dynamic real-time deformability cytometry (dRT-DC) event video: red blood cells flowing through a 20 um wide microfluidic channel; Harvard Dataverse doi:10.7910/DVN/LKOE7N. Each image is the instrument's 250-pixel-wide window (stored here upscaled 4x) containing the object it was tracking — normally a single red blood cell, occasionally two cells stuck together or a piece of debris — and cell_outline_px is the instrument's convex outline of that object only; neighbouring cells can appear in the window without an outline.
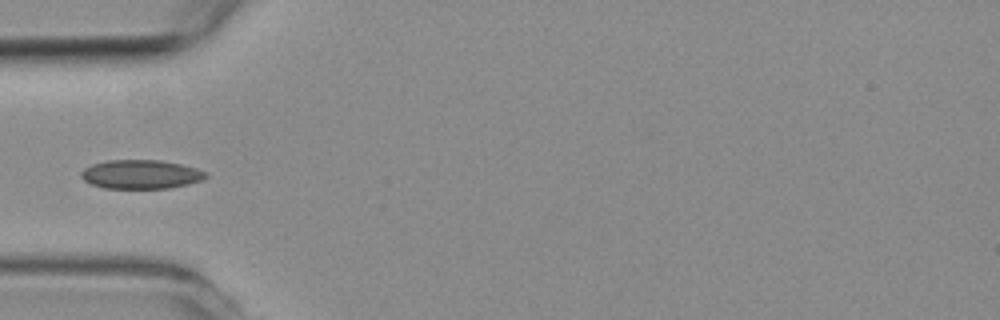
{"species": "common noctule bat (a hibernating species)", "species_latin": "Nyctalus noctula", "temperature_condition": "room temperature", "stored_images_in_passage": 7, "camera_frame_rate_fps": 3000, "um_per_image_px": 0.085, "animal": {"sex": "female", "body_mass_g": 19.3, "forearm_length_mm": 54.1}, "frame": {"image": 1, "passage_image": 3, "time_ms": 3.333, "image_size_px": [1000, 320], "cell_outline_px": [[208, 176], [204, 180], [188, 184], [168, 188], [104, 188], [92, 184], [84, 180], [80, 176], [80, 172], [84, 168], [92, 164], [108, 160], [160, 160], [180, 164], [196, 168], [208, 172]], "centroid_in_image_um": [11.99, 14.81], "position_along_channel_um": 73.0, "area_um2": 21.1}}
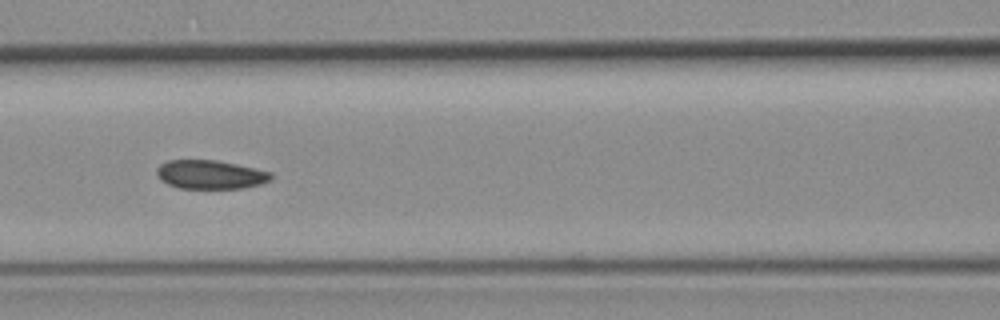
{"frame": {"image": 2, "passage_image": 5, "time_ms": 5.333, "image_size_px": [1000, 320], "cell_outline_px": [[272, 180], [260, 184], [244, 188], [180, 188], [168, 184], [160, 180], [156, 172], [156, 168], [160, 164], [168, 160], [216, 160], [256, 168], [272, 172]], "centroid_in_image_um": [17.89, 14.83], "position_along_channel_um": 148.7, "area_um2": 19.25}}
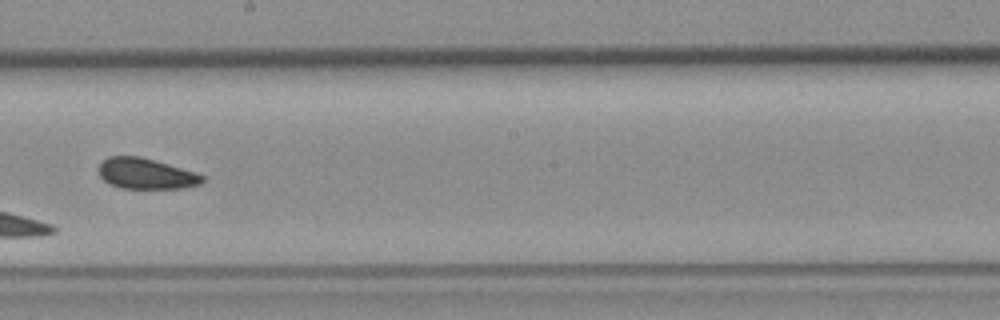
{"frame": {"image": 3, "passage_image": 7, "time_ms": 7.667, "image_size_px": [1000, 320], "cell_outline_px": [[204, 180], [200, 184], [180, 188], [120, 188], [104, 180], [100, 176], [100, 164], [108, 156], [140, 156], [196, 172], [204, 176]], "centroid_in_image_um": [12.42, 14.75], "position_along_channel_um": 235.8, "area_um2": 18.32}}